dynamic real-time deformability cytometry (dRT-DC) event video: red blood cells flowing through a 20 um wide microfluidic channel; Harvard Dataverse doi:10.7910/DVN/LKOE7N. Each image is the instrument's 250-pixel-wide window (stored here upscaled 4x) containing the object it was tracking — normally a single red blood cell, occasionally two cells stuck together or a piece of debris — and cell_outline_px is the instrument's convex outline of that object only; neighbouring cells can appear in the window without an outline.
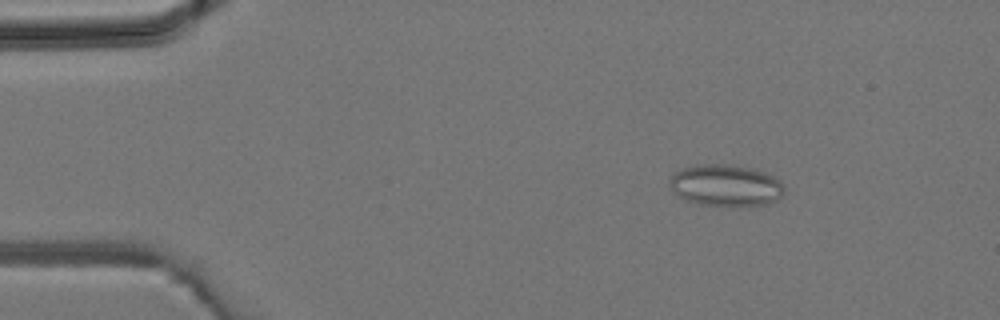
{"species": "common noctule bat (a hibernating species)", "species_latin": "Nyctalus noctula", "temperature_condition": "room temperature", "stored_images_in_passage": 42, "camera_frame_rate_fps": 3000, "um_per_image_px": 0.085, "animal": {"sex": "male", "body_mass_g": 19.2, "forearm_length_mm": 51.8}, "frame": {"image": 1, "passage_image": 6, "time_ms": 1.667, "image_size_px": [1000, 320], "cell_outline_px": [[784, 192], [776, 200], [768, 204], [736, 208], [732, 208], [696, 204], [684, 200], [676, 196], [672, 192], [668, 184], [668, 180], [676, 172], [684, 168], [696, 164], [724, 164], [748, 168], [764, 172], [776, 176], [780, 180], [784, 188]], "centroid_in_image_um": [61.66, 15.81], "position_along_channel_um": 23.3, "area_um2": 28.67}}
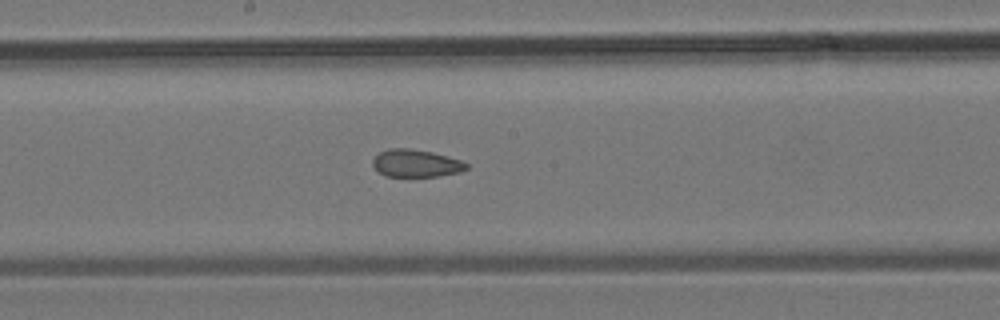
{"frame": {"image": 2, "passage_image": 22, "time_ms": 7.0, "image_size_px": [1000, 320], "cell_outline_px": [[468, 168], [460, 172], [436, 176], [384, 176], [372, 164], [372, 160], [380, 152], [388, 148], [408, 148], [432, 152], [448, 156], [460, 160], [468, 164]], "centroid_in_image_um": [35.36, 13.87], "position_along_channel_um": 212.8, "area_um2": 14.91}}
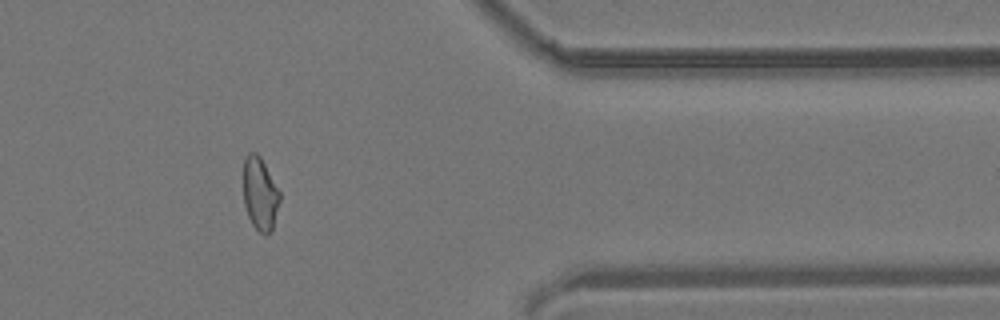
{"frame": {"image": 3, "passage_image": 34, "time_ms": 11.0, "image_size_px": [1000, 320], "cell_outline_px": [[280, 200], [272, 232], [264, 236], [252, 224], [248, 216], [244, 204], [244, 156], [248, 152], [256, 152], [260, 156], [280, 192]], "centroid_in_image_um": [22.1, 16.49], "position_along_channel_um": 389.3, "area_um2": 15.55}}